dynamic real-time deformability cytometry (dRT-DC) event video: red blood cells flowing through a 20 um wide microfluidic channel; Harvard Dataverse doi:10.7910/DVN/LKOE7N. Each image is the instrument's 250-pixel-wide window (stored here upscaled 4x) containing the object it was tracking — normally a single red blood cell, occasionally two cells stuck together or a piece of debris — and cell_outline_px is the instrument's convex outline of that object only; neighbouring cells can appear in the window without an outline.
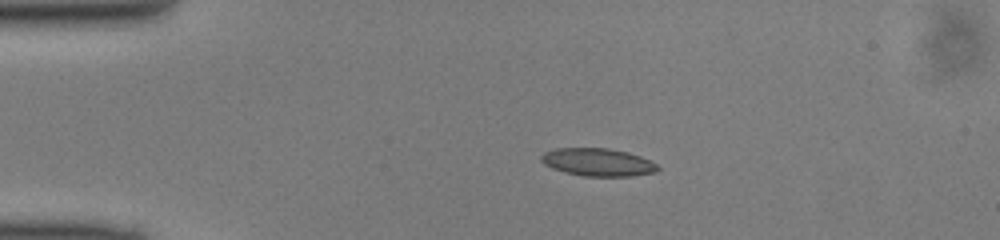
{"species": "common noctule bat (a hibernating species)", "species_latin": "Nyctalus noctula", "temperature_condition": "cold", "stored_images_in_passage": 15, "camera_frame_rate_fps": 3000, "um_per_image_px": 0.085, "animal": {"sex": "male", "body_mass_g": 13.0, "forearm_length_mm": 53.1}, "frame": {"image": 1, "passage_image": 1, "time_ms": 0.0, "image_size_px": [1000, 240], "cell_outline_px": [[660, 168], [656, 172], [632, 176], [584, 176], [564, 172], [552, 168], [544, 164], [540, 160], [540, 156], [544, 152], [556, 148], [608, 148], [628, 152], [640, 156], [656, 164]], "centroid_in_image_um": [50.8, 13.78], "position_along_channel_um": 34.2, "area_um2": 18.9}}
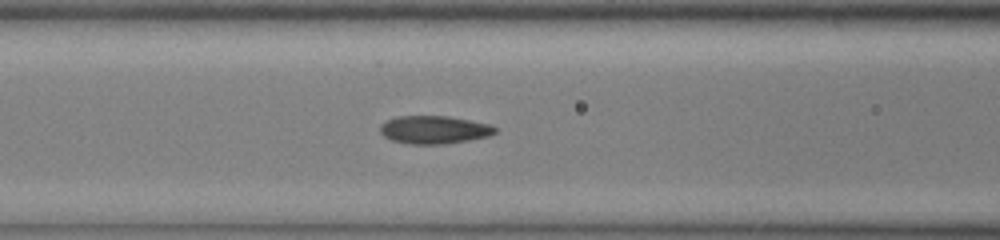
{"frame": {"image": 2, "passage_image": 11, "time_ms": 3.333, "image_size_px": [1000, 240], "cell_outline_px": [[496, 132], [488, 136], [468, 140], [444, 144], [412, 144], [392, 140], [384, 136], [380, 132], [380, 124], [396, 116], [448, 116], [488, 124], [496, 128]], "centroid_in_image_um": [36.87, 11.02], "position_along_channel_um": 129.7, "area_um2": 18.55}}
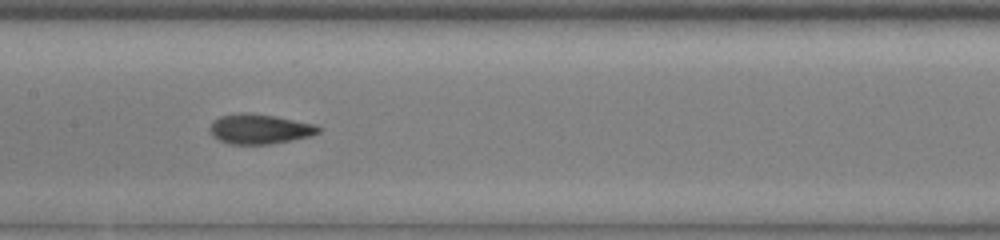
{"frame": {"image": 3, "passage_image": 15, "time_ms": 4.667, "image_size_px": [1000, 240], "cell_outline_px": [[320, 132], [308, 136], [292, 140], [268, 144], [228, 144], [212, 136], [208, 128], [212, 120], [220, 116], [240, 112], [244, 112], [276, 116], [316, 124], [320, 128]], "centroid_in_image_um": [22.02, 10.95], "position_along_channel_um": 185.4, "area_um2": 19.02}}